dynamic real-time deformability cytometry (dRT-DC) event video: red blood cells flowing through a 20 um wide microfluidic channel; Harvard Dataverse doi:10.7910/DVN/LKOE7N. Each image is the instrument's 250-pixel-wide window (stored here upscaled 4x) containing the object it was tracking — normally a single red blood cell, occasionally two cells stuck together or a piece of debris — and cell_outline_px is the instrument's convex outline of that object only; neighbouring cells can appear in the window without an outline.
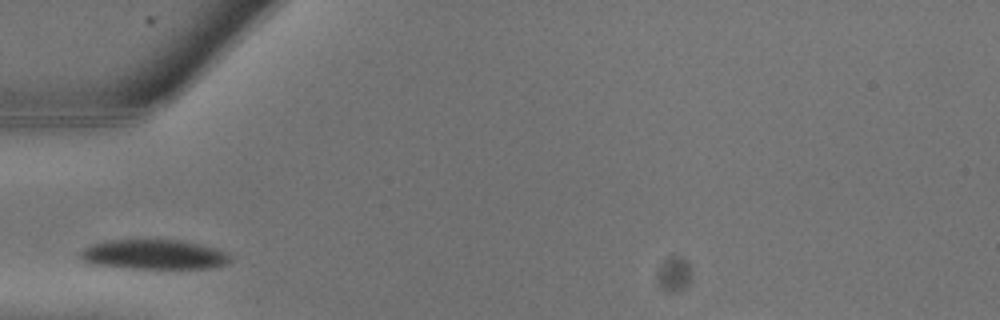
{"species": "common noctule bat (a hibernating species)", "species_latin": "Nyctalus noctula", "temperature_condition": "warm", "stored_images_in_passage": 2, "camera_frame_rate_fps": 3000, "um_per_image_px": 0.085, "animal": {"sex": "male", "body_mass_g": 13.3}, "frame": {"image": 1, "passage_image": 1, "time_ms": 0.0, "image_size_px": [1000, 320], "cell_outline_px": [[232, 260], [224, 264], [208, 268], [120, 268], [88, 264], [80, 260], [80, 252], [84, 248], [92, 244], [104, 240], [180, 240], [228, 252]], "centroid_in_image_um": [12.99, 21.64], "position_along_channel_um": 72.0, "area_um2": 26.01}}